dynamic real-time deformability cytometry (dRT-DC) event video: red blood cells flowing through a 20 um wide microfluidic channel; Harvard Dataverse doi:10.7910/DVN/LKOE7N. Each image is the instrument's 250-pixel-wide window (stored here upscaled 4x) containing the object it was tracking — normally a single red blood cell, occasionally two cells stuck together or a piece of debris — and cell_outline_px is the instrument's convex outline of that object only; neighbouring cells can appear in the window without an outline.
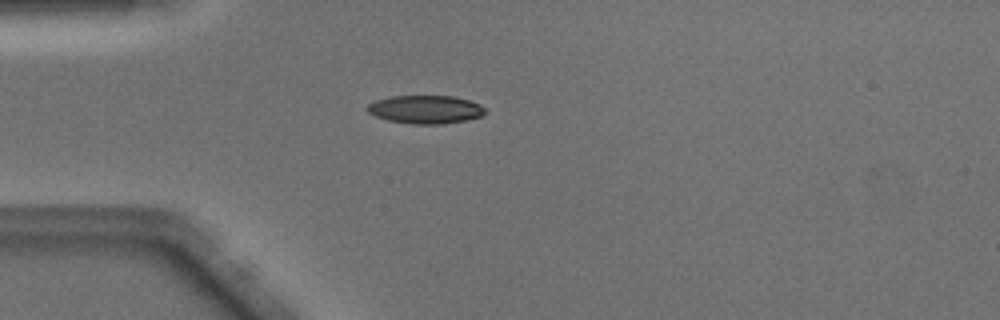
{"species": "Egyptian fruit bat (a non-hibernating species)", "species_latin": "Rousettus aegyptiacus", "temperature_condition": "warm", "stored_images_in_passage": 44, "camera_frame_rate_fps": 3000, "um_per_image_px": 0.085, "animal": {"sex": "male"}, "frame": {"image": 1, "passage_image": 14, "time_ms": 4.333, "image_size_px": [1000, 320], "cell_outline_px": [[488, 112], [484, 116], [468, 120], [444, 124], [412, 124], [388, 120], [376, 116], [368, 112], [364, 108], [368, 104], [376, 100], [392, 96], [452, 96], [468, 100], [480, 104]], "centroid_in_image_um": [36.2, 9.31], "position_along_channel_um": 48.8, "area_um2": 19.59}}
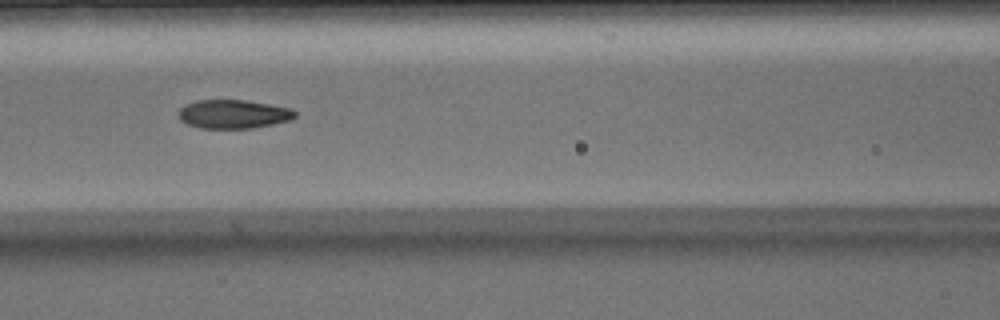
{"frame": {"image": 2, "passage_image": 22, "time_ms": 7.0, "image_size_px": [1000, 320], "cell_outline_px": [[296, 116], [292, 120], [252, 128], [200, 128], [188, 124], [180, 120], [180, 108], [196, 100], [244, 100], [268, 104], [288, 108], [296, 112]], "centroid_in_image_um": [19.85, 9.7], "position_along_channel_um": 146.8, "area_um2": 19.25}}
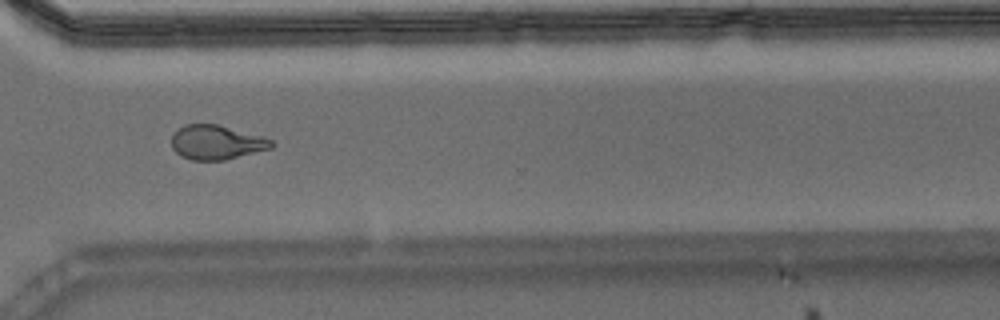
{"frame": {"image": 3, "passage_image": 37, "time_ms": 12.0, "image_size_px": [1000, 320], "cell_outline_px": [[276, 144], [272, 148], [224, 160], [192, 160], [180, 156], [172, 148], [172, 132], [184, 124], [216, 124], [264, 136], [272, 140]], "centroid_in_image_um": [18.4, 12.09], "position_along_channel_um": 352.2, "area_um2": 20.17}, "authors_computed_cell_mechanics": {"area_um2": 19.7676, "velocity_mm_per_s": 4.1151, "shape_relaxation_time_tau1_ms": 4.4377, "shape_relaxation_time_tau2_ms": 1.7359, "deformation_change_tau1": 0.1916, "deformation_change_tau2": 0.0903}}